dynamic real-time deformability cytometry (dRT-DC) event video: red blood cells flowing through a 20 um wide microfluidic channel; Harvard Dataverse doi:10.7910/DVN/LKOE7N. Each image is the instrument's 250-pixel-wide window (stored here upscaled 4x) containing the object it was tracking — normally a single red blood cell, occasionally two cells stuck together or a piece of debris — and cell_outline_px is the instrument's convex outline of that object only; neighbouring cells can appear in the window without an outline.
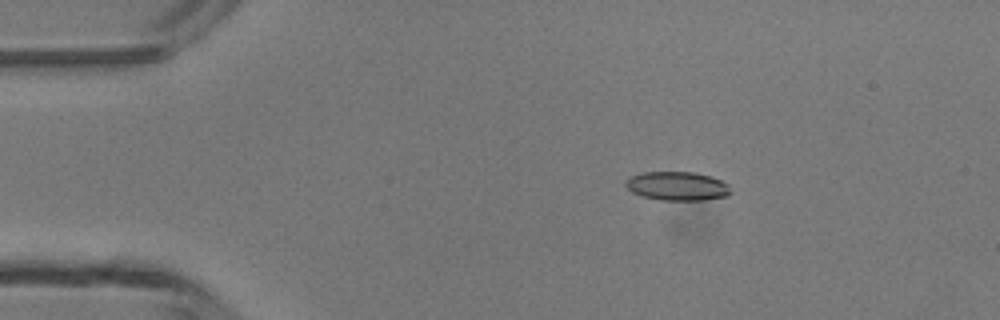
{"species": "common noctule bat (a hibernating species)", "species_latin": "Nyctalus noctula", "temperature_condition": "room temperature", "stored_images_in_passage": 5, "camera_frame_rate_fps": 3000, "um_per_image_px": 0.085, "animal": {"sex": "male", "body_mass_g": 13.3}, "frame": {"image": 1, "passage_image": 2, "time_ms": 1.0, "image_size_px": [1000, 320], "cell_outline_px": [[732, 192], [728, 196], [704, 200], [660, 200], [644, 196], [632, 192], [624, 184], [624, 180], [632, 176], [644, 172], [696, 172], [712, 176], [728, 184]], "centroid_in_image_um": [57.6, 15.81], "position_along_channel_um": 27.4, "area_um2": 17.74}}
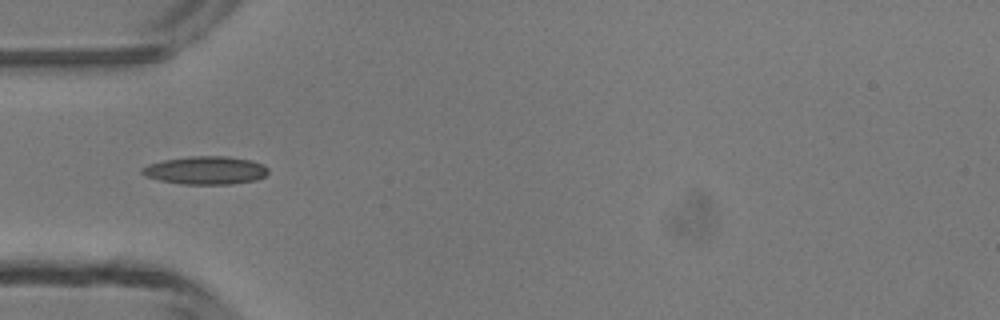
{"frame": {"image": 2, "passage_image": 4, "time_ms": 3.333, "image_size_px": [1000, 320], "cell_outline_px": [[268, 172], [264, 176], [256, 180], [232, 184], [180, 184], [160, 180], [144, 176], [140, 172], [140, 168], [148, 164], [164, 160], [192, 156], [228, 156], [252, 160], [264, 164], [268, 168]], "centroid_in_image_um": [17.48, 14.47], "position_along_channel_um": 67.5, "area_um2": 20.81}}
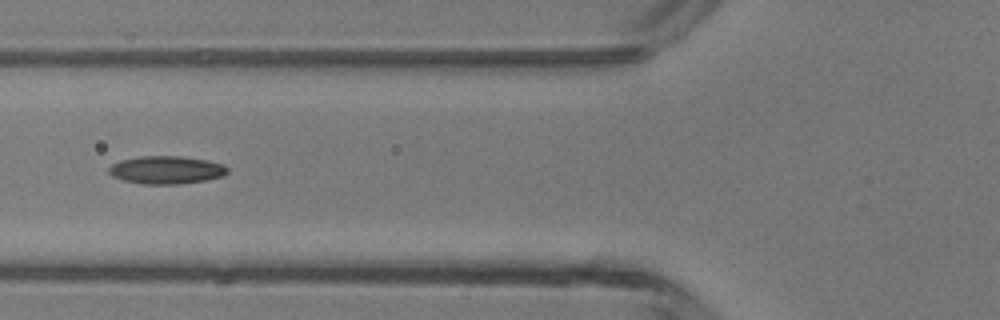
{"frame": {"image": 3, "passage_image": 5, "time_ms": 4.333, "image_size_px": [1000, 320], "cell_outline_px": [[228, 172], [220, 176], [204, 180], [176, 184], [140, 184], [124, 180], [112, 176], [108, 172], [108, 168], [112, 164], [120, 160], [140, 156], [180, 156], [204, 160], [224, 164], [228, 168]], "centroid_in_image_um": [14.09, 14.44], "position_along_channel_um": 111.7, "area_um2": 19.13}}